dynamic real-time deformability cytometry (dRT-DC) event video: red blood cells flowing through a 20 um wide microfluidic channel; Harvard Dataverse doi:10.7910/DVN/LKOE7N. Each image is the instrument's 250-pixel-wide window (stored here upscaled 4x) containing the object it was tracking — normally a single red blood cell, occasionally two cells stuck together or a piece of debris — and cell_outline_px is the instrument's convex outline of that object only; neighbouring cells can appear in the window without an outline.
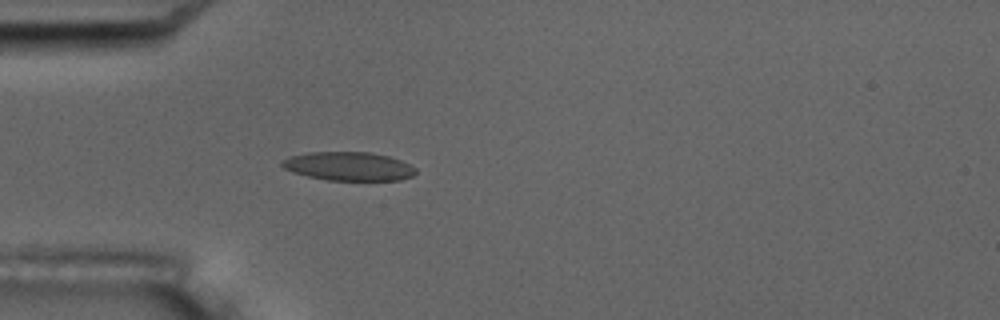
{"species": "common noctule bat (a hibernating species)", "species_latin": "Nyctalus noctula", "temperature_condition": "room temperature", "stored_images_in_passage": 4, "camera_frame_rate_fps": 3000, "um_per_image_px": 0.085, "animal": {"sex": "male", "body_mass_g": 17.5, "forearm_length_mm": 52.3}, "frame": {"image": 1, "passage_image": 4, "time_ms": 4.333, "image_size_px": [1000, 320], "cell_outline_px": [[416, 172], [412, 176], [400, 180], [328, 180], [308, 176], [292, 172], [284, 168], [280, 164], [280, 160], [288, 156], [308, 152], [372, 152], [388, 156], [400, 160], [416, 168]], "centroid_in_image_um": [29.6, 14.12], "position_along_channel_um": 55.4, "area_um2": 22.43}}